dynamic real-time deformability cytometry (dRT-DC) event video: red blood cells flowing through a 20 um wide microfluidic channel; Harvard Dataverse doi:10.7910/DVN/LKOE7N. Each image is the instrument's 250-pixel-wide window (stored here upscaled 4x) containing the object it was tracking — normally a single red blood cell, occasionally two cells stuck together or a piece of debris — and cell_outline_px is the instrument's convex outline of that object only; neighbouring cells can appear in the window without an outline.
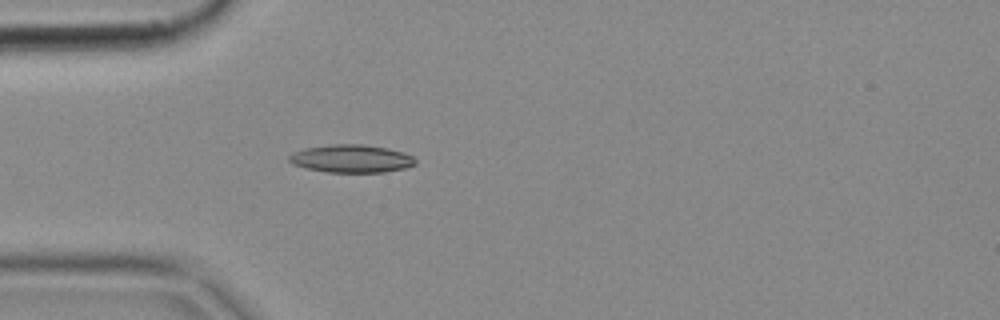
{"species": "common noctule bat (a hibernating species)", "species_latin": "Nyctalus noctula", "temperature_condition": "cold", "stored_images_in_passage": 4, "camera_frame_rate_fps": 3000, "um_per_image_px": 0.085, "animal": {"sex": "female", "body_mass_g": 18.4}, "frame": {"image": 1, "passage_image": 4, "time_ms": 1.0, "image_size_px": [1000, 320], "cell_outline_px": [[416, 164], [404, 168], [384, 172], [324, 172], [292, 164], [288, 160], [288, 156], [292, 152], [304, 148], [332, 144], [364, 144], [388, 148], [404, 152], [412, 156], [416, 160]], "centroid_in_image_um": [29.85, 13.47], "position_along_channel_um": 55.1, "area_um2": 20.63}}